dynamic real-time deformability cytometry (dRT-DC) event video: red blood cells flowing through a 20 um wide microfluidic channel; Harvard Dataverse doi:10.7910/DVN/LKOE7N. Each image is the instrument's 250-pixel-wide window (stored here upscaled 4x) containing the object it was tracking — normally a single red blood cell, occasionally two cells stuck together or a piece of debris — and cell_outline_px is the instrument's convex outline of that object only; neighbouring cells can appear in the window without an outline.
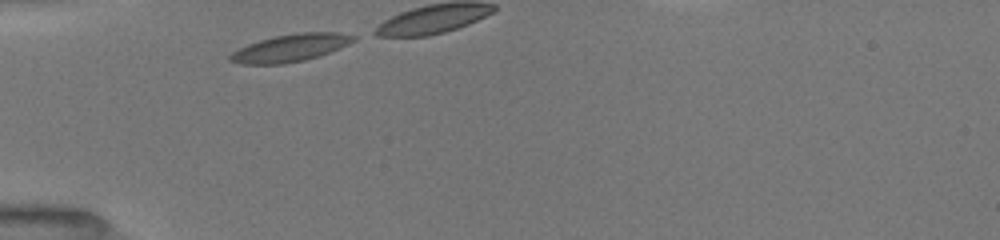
{"species": "common noctule bat (a hibernating species)", "species_latin": "Nyctalus noctula", "temperature_condition": "room temperature", "stored_images_in_passage": 7, "camera_frame_rate_fps": 3000, "um_per_image_px": 0.085, "animal": {"sex": "female", "body_mass_g": 19.5, "forearm_length_mm": 54.1}, "frame": {"image": 1, "passage_image": 1, "time_ms": 0.0, "image_size_px": [1000, 240], "cell_outline_px": [[356, 40], [340, 48], [304, 60], [284, 64], [240, 64], [228, 60], [228, 56], [232, 52], [248, 44], [260, 40], [276, 36], [296, 32], [336, 32], [356, 36]], "centroid_in_image_um": [24.67, 4.07], "position_along_channel_um": 60.3, "area_um2": 19.59}}